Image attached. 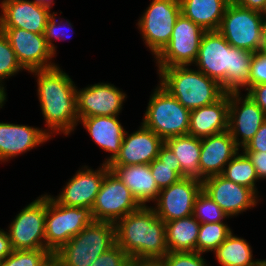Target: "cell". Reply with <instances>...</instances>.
Segmentation results:
<instances>
[{"mask_svg":"<svg viewBox=\"0 0 266 266\" xmlns=\"http://www.w3.org/2000/svg\"><path fill=\"white\" fill-rule=\"evenodd\" d=\"M256 266H266V259L260 260V263H258Z\"/></svg>","mask_w":266,"mask_h":266,"instance_id":"50","label":"cell"},{"mask_svg":"<svg viewBox=\"0 0 266 266\" xmlns=\"http://www.w3.org/2000/svg\"><path fill=\"white\" fill-rule=\"evenodd\" d=\"M53 255L47 249L13 250L1 266H42Z\"/></svg>","mask_w":266,"mask_h":266,"instance_id":"34","label":"cell"},{"mask_svg":"<svg viewBox=\"0 0 266 266\" xmlns=\"http://www.w3.org/2000/svg\"><path fill=\"white\" fill-rule=\"evenodd\" d=\"M127 98L125 92L111 83H97L76 90L79 120L93 116H118Z\"/></svg>","mask_w":266,"mask_h":266,"instance_id":"16","label":"cell"},{"mask_svg":"<svg viewBox=\"0 0 266 266\" xmlns=\"http://www.w3.org/2000/svg\"><path fill=\"white\" fill-rule=\"evenodd\" d=\"M56 12H52L51 16L49 17L46 27H45V31H44V38L46 39V43L48 45V47L51 49L52 53L54 54V56H56V47L55 44L52 43L54 41L52 40H65V38H69V34L68 32L64 31V30H71L72 29V25L71 22H69V20H66V22L63 23V20L60 19L59 23L56 19ZM63 23V25H62ZM67 25V26H65ZM64 28H68V29H64ZM66 32V33H65ZM69 36V37H68Z\"/></svg>","mask_w":266,"mask_h":266,"instance_id":"36","label":"cell"},{"mask_svg":"<svg viewBox=\"0 0 266 266\" xmlns=\"http://www.w3.org/2000/svg\"><path fill=\"white\" fill-rule=\"evenodd\" d=\"M119 116H93L81 118L79 123L88 131L93 141L104 151L111 153L104 164L109 165L119 154L125 129Z\"/></svg>","mask_w":266,"mask_h":266,"instance_id":"24","label":"cell"},{"mask_svg":"<svg viewBox=\"0 0 266 266\" xmlns=\"http://www.w3.org/2000/svg\"><path fill=\"white\" fill-rule=\"evenodd\" d=\"M202 190L230 218L254 208L260 197L252 189L234 183L221 174L205 178Z\"/></svg>","mask_w":266,"mask_h":266,"instance_id":"14","label":"cell"},{"mask_svg":"<svg viewBox=\"0 0 266 266\" xmlns=\"http://www.w3.org/2000/svg\"><path fill=\"white\" fill-rule=\"evenodd\" d=\"M265 120V113L249 95L229 93L228 131L239 148L253 138Z\"/></svg>","mask_w":266,"mask_h":266,"instance_id":"17","label":"cell"},{"mask_svg":"<svg viewBox=\"0 0 266 266\" xmlns=\"http://www.w3.org/2000/svg\"><path fill=\"white\" fill-rule=\"evenodd\" d=\"M12 251L8 232L0 229V261H3Z\"/></svg>","mask_w":266,"mask_h":266,"instance_id":"43","label":"cell"},{"mask_svg":"<svg viewBox=\"0 0 266 266\" xmlns=\"http://www.w3.org/2000/svg\"><path fill=\"white\" fill-rule=\"evenodd\" d=\"M202 189V181L181 178L178 182L161 189L152 207L162 221L169 222L193 214L194 201Z\"/></svg>","mask_w":266,"mask_h":266,"instance_id":"15","label":"cell"},{"mask_svg":"<svg viewBox=\"0 0 266 266\" xmlns=\"http://www.w3.org/2000/svg\"><path fill=\"white\" fill-rule=\"evenodd\" d=\"M130 262L131 258L116 243L102 253L90 266H128Z\"/></svg>","mask_w":266,"mask_h":266,"instance_id":"38","label":"cell"},{"mask_svg":"<svg viewBox=\"0 0 266 266\" xmlns=\"http://www.w3.org/2000/svg\"><path fill=\"white\" fill-rule=\"evenodd\" d=\"M149 165L159 190L167 188L181 179L179 160L166 143L161 146L157 158Z\"/></svg>","mask_w":266,"mask_h":266,"instance_id":"30","label":"cell"},{"mask_svg":"<svg viewBox=\"0 0 266 266\" xmlns=\"http://www.w3.org/2000/svg\"><path fill=\"white\" fill-rule=\"evenodd\" d=\"M251 160L258 179H266V151H243Z\"/></svg>","mask_w":266,"mask_h":266,"instance_id":"41","label":"cell"},{"mask_svg":"<svg viewBox=\"0 0 266 266\" xmlns=\"http://www.w3.org/2000/svg\"><path fill=\"white\" fill-rule=\"evenodd\" d=\"M29 73L37 77V94L47 129L53 134L71 135L79 123L77 114V86L70 76L58 66ZM51 130V131H50Z\"/></svg>","mask_w":266,"mask_h":266,"instance_id":"2","label":"cell"},{"mask_svg":"<svg viewBox=\"0 0 266 266\" xmlns=\"http://www.w3.org/2000/svg\"><path fill=\"white\" fill-rule=\"evenodd\" d=\"M261 13L263 14L264 17H266V4H265V7Z\"/></svg>","mask_w":266,"mask_h":266,"instance_id":"51","label":"cell"},{"mask_svg":"<svg viewBox=\"0 0 266 266\" xmlns=\"http://www.w3.org/2000/svg\"><path fill=\"white\" fill-rule=\"evenodd\" d=\"M157 70L159 84L190 111L215 103L225 94L217 81L189 65Z\"/></svg>","mask_w":266,"mask_h":266,"instance_id":"4","label":"cell"},{"mask_svg":"<svg viewBox=\"0 0 266 266\" xmlns=\"http://www.w3.org/2000/svg\"><path fill=\"white\" fill-rule=\"evenodd\" d=\"M42 266H60L58 260L52 256L46 263H44Z\"/></svg>","mask_w":266,"mask_h":266,"instance_id":"48","label":"cell"},{"mask_svg":"<svg viewBox=\"0 0 266 266\" xmlns=\"http://www.w3.org/2000/svg\"><path fill=\"white\" fill-rule=\"evenodd\" d=\"M165 141L142 123L138 130L125 131L120 152L109 165L150 164Z\"/></svg>","mask_w":266,"mask_h":266,"instance_id":"19","label":"cell"},{"mask_svg":"<svg viewBox=\"0 0 266 266\" xmlns=\"http://www.w3.org/2000/svg\"><path fill=\"white\" fill-rule=\"evenodd\" d=\"M264 18L261 12L241 7L231 1L218 31L233 47L256 53L263 49Z\"/></svg>","mask_w":266,"mask_h":266,"instance_id":"8","label":"cell"},{"mask_svg":"<svg viewBox=\"0 0 266 266\" xmlns=\"http://www.w3.org/2000/svg\"><path fill=\"white\" fill-rule=\"evenodd\" d=\"M232 232L224 222L202 223L197 239V252L204 254L214 251Z\"/></svg>","mask_w":266,"mask_h":266,"instance_id":"32","label":"cell"},{"mask_svg":"<svg viewBox=\"0 0 266 266\" xmlns=\"http://www.w3.org/2000/svg\"><path fill=\"white\" fill-rule=\"evenodd\" d=\"M115 244V224L93 221L53 256L60 266H90L102 253Z\"/></svg>","mask_w":266,"mask_h":266,"instance_id":"5","label":"cell"},{"mask_svg":"<svg viewBox=\"0 0 266 266\" xmlns=\"http://www.w3.org/2000/svg\"><path fill=\"white\" fill-rule=\"evenodd\" d=\"M262 51L266 52V17L263 22V49Z\"/></svg>","mask_w":266,"mask_h":266,"instance_id":"49","label":"cell"},{"mask_svg":"<svg viewBox=\"0 0 266 266\" xmlns=\"http://www.w3.org/2000/svg\"><path fill=\"white\" fill-rule=\"evenodd\" d=\"M221 175L234 183L252 189L258 195L255 185L259 179L251 160L243 151L240 154L238 152L226 164Z\"/></svg>","mask_w":266,"mask_h":266,"instance_id":"31","label":"cell"},{"mask_svg":"<svg viewBox=\"0 0 266 266\" xmlns=\"http://www.w3.org/2000/svg\"><path fill=\"white\" fill-rule=\"evenodd\" d=\"M266 83V52L254 53L250 68V83L248 90L255 85Z\"/></svg>","mask_w":266,"mask_h":266,"instance_id":"39","label":"cell"},{"mask_svg":"<svg viewBox=\"0 0 266 266\" xmlns=\"http://www.w3.org/2000/svg\"><path fill=\"white\" fill-rule=\"evenodd\" d=\"M93 221L91 209L61 205L46 193L45 246L52 255Z\"/></svg>","mask_w":266,"mask_h":266,"instance_id":"7","label":"cell"},{"mask_svg":"<svg viewBox=\"0 0 266 266\" xmlns=\"http://www.w3.org/2000/svg\"><path fill=\"white\" fill-rule=\"evenodd\" d=\"M181 165V178L200 180L199 158L201 139L191 135L174 136L165 140Z\"/></svg>","mask_w":266,"mask_h":266,"instance_id":"28","label":"cell"},{"mask_svg":"<svg viewBox=\"0 0 266 266\" xmlns=\"http://www.w3.org/2000/svg\"><path fill=\"white\" fill-rule=\"evenodd\" d=\"M128 266H165L162 259H133Z\"/></svg>","mask_w":266,"mask_h":266,"instance_id":"45","label":"cell"},{"mask_svg":"<svg viewBox=\"0 0 266 266\" xmlns=\"http://www.w3.org/2000/svg\"><path fill=\"white\" fill-rule=\"evenodd\" d=\"M0 28H21L44 34L51 11L29 0L1 1Z\"/></svg>","mask_w":266,"mask_h":266,"instance_id":"20","label":"cell"},{"mask_svg":"<svg viewBox=\"0 0 266 266\" xmlns=\"http://www.w3.org/2000/svg\"><path fill=\"white\" fill-rule=\"evenodd\" d=\"M240 151L229 131L201 139L200 181L222 174L226 164Z\"/></svg>","mask_w":266,"mask_h":266,"instance_id":"21","label":"cell"},{"mask_svg":"<svg viewBox=\"0 0 266 266\" xmlns=\"http://www.w3.org/2000/svg\"><path fill=\"white\" fill-rule=\"evenodd\" d=\"M32 2L36 3L37 5H40L42 7H45L51 11L52 5H54L53 0H33Z\"/></svg>","mask_w":266,"mask_h":266,"instance_id":"47","label":"cell"},{"mask_svg":"<svg viewBox=\"0 0 266 266\" xmlns=\"http://www.w3.org/2000/svg\"><path fill=\"white\" fill-rule=\"evenodd\" d=\"M200 223L193 215L165 223L169 252H197Z\"/></svg>","mask_w":266,"mask_h":266,"instance_id":"27","label":"cell"},{"mask_svg":"<svg viewBox=\"0 0 266 266\" xmlns=\"http://www.w3.org/2000/svg\"><path fill=\"white\" fill-rule=\"evenodd\" d=\"M229 93L207 106L190 111L188 135L205 138L228 130Z\"/></svg>","mask_w":266,"mask_h":266,"instance_id":"23","label":"cell"},{"mask_svg":"<svg viewBox=\"0 0 266 266\" xmlns=\"http://www.w3.org/2000/svg\"><path fill=\"white\" fill-rule=\"evenodd\" d=\"M24 70L19 64L8 38L0 30V80L12 77Z\"/></svg>","mask_w":266,"mask_h":266,"instance_id":"35","label":"cell"},{"mask_svg":"<svg viewBox=\"0 0 266 266\" xmlns=\"http://www.w3.org/2000/svg\"><path fill=\"white\" fill-rule=\"evenodd\" d=\"M252 247L241 237L231 233L214 251L221 266H256L260 260H254Z\"/></svg>","mask_w":266,"mask_h":266,"instance_id":"29","label":"cell"},{"mask_svg":"<svg viewBox=\"0 0 266 266\" xmlns=\"http://www.w3.org/2000/svg\"><path fill=\"white\" fill-rule=\"evenodd\" d=\"M116 243L133 259H162L167 248L165 222L152 206H141L116 224Z\"/></svg>","mask_w":266,"mask_h":266,"instance_id":"3","label":"cell"},{"mask_svg":"<svg viewBox=\"0 0 266 266\" xmlns=\"http://www.w3.org/2000/svg\"><path fill=\"white\" fill-rule=\"evenodd\" d=\"M141 205L129 188L109 170L91 208L94 221L116 224L121 218L139 209Z\"/></svg>","mask_w":266,"mask_h":266,"instance_id":"11","label":"cell"},{"mask_svg":"<svg viewBox=\"0 0 266 266\" xmlns=\"http://www.w3.org/2000/svg\"><path fill=\"white\" fill-rule=\"evenodd\" d=\"M203 253L198 252H168L163 258L165 266H208Z\"/></svg>","mask_w":266,"mask_h":266,"instance_id":"37","label":"cell"},{"mask_svg":"<svg viewBox=\"0 0 266 266\" xmlns=\"http://www.w3.org/2000/svg\"><path fill=\"white\" fill-rule=\"evenodd\" d=\"M189 119L190 110L158 84L150 95L142 124L165 141L188 135Z\"/></svg>","mask_w":266,"mask_h":266,"instance_id":"6","label":"cell"},{"mask_svg":"<svg viewBox=\"0 0 266 266\" xmlns=\"http://www.w3.org/2000/svg\"><path fill=\"white\" fill-rule=\"evenodd\" d=\"M0 30L8 38L19 64L25 71L45 70L58 66L52 62L54 54L48 47L44 34H36L21 28H0Z\"/></svg>","mask_w":266,"mask_h":266,"instance_id":"13","label":"cell"},{"mask_svg":"<svg viewBox=\"0 0 266 266\" xmlns=\"http://www.w3.org/2000/svg\"><path fill=\"white\" fill-rule=\"evenodd\" d=\"M206 31L182 13L176 20L170 42L155 57L158 68L192 66ZM192 64V65H191Z\"/></svg>","mask_w":266,"mask_h":266,"instance_id":"10","label":"cell"},{"mask_svg":"<svg viewBox=\"0 0 266 266\" xmlns=\"http://www.w3.org/2000/svg\"><path fill=\"white\" fill-rule=\"evenodd\" d=\"M192 215L200 224L223 222L229 218L202 189L195 198Z\"/></svg>","mask_w":266,"mask_h":266,"instance_id":"33","label":"cell"},{"mask_svg":"<svg viewBox=\"0 0 266 266\" xmlns=\"http://www.w3.org/2000/svg\"><path fill=\"white\" fill-rule=\"evenodd\" d=\"M180 14V0H152L138 19V30L154 58L170 42L173 27Z\"/></svg>","mask_w":266,"mask_h":266,"instance_id":"9","label":"cell"},{"mask_svg":"<svg viewBox=\"0 0 266 266\" xmlns=\"http://www.w3.org/2000/svg\"><path fill=\"white\" fill-rule=\"evenodd\" d=\"M49 139L51 137L38 127L0 122V161L13 159Z\"/></svg>","mask_w":266,"mask_h":266,"instance_id":"22","label":"cell"},{"mask_svg":"<svg viewBox=\"0 0 266 266\" xmlns=\"http://www.w3.org/2000/svg\"><path fill=\"white\" fill-rule=\"evenodd\" d=\"M109 170V166L104 163L95 171L85 165L68 180L61 193L53 198L61 205L91 209Z\"/></svg>","mask_w":266,"mask_h":266,"instance_id":"18","label":"cell"},{"mask_svg":"<svg viewBox=\"0 0 266 266\" xmlns=\"http://www.w3.org/2000/svg\"><path fill=\"white\" fill-rule=\"evenodd\" d=\"M232 1L241 7L256 10L259 12L263 11L266 4V0H232Z\"/></svg>","mask_w":266,"mask_h":266,"instance_id":"44","label":"cell"},{"mask_svg":"<svg viewBox=\"0 0 266 266\" xmlns=\"http://www.w3.org/2000/svg\"><path fill=\"white\" fill-rule=\"evenodd\" d=\"M253 55L249 50L230 45L218 30L206 31L194 65L217 81L225 93L248 91Z\"/></svg>","mask_w":266,"mask_h":266,"instance_id":"1","label":"cell"},{"mask_svg":"<svg viewBox=\"0 0 266 266\" xmlns=\"http://www.w3.org/2000/svg\"><path fill=\"white\" fill-rule=\"evenodd\" d=\"M247 95L263 110L266 115V83L252 86Z\"/></svg>","mask_w":266,"mask_h":266,"instance_id":"42","label":"cell"},{"mask_svg":"<svg viewBox=\"0 0 266 266\" xmlns=\"http://www.w3.org/2000/svg\"><path fill=\"white\" fill-rule=\"evenodd\" d=\"M242 149V151H266V120L263 122L253 138L247 142Z\"/></svg>","mask_w":266,"mask_h":266,"instance_id":"40","label":"cell"},{"mask_svg":"<svg viewBox=\"0 0 266 266\" xmlns=\"http://www.w3.org/2000/svg\"><path fill=\"white\" fill-rule=\"evenodd\" d=\"M232 0H180L181 13L205 31L218 30Z\"/></svg>","mask_w":266,"mask_h":266,"instance_id":"26","label":"cell"},{"mask_svg":"<svg viewBox=\"0 0 266 266\" xmlns=\"http://www.w3.org/2000/svg\"><path fill=\"white\" fill-rule=\"evenodd\" d=\"M4 82L0 80V108L4 105L7 101V93L5 92Z\"/></svg>","mask_w":266,"mask_h":266,"instance_id":"46","label":"cell"},{"mask_svg":"<svg viewBox=\"0 0 266 266\" xmlns=\"http://www.w3.org/2000/svg\"><path fill=\"white\" fill-rule=\"evenodd\" d=\"M108 166L124 185L130 189L132 195L141 206H147L146 203L156 201L160 190L149 164Z\"/></svg>","mask_w":266,"mask_h":266,"instance_id":"25","label":"cell"},{"mask_svg":"<svg viewBox=\"0 0 266 266\" xmlns=\"http://www.w3.org/2000/svg\"><path fill=\"white\" fill-rule=\"evenodd\" d=\"M46 194L26 205L8 227L13 250L46 249Z\"/></svg>","mask_w":266,"mask_h":266,"instance_id":"12","label":"cell"}]
</instances>
